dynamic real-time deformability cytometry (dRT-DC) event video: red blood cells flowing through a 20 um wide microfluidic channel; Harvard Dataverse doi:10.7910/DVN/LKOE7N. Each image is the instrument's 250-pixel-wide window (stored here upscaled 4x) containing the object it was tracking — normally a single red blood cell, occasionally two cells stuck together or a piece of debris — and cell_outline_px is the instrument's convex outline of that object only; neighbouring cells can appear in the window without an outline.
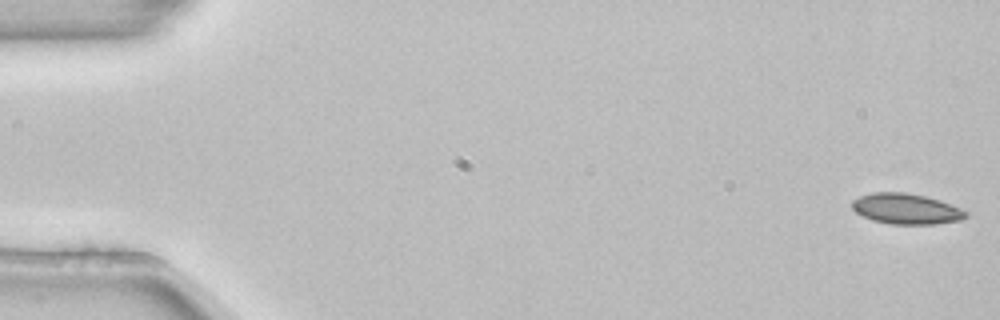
{"species": "common noctule bat (a hibernating species)", "species_latin": "Nyctalus noctula", "temperature_condition": "room temperature", "stored_images_in_passage": 6, "camera_frame_rate_fps": 3000, "um_per_image_px": 0.085, "animal": {"sex": "female", "body_mass_g": 22.7, "forearm_length_mm": 54.2}, "frame": {"image": 1, "passage_image": 1, "time_ms": 0.0, "image_size_px": [1000, 320], "cell_outline_px": [[968, 216], [960, 220], [936, 224], [888, 224], [872, 220], [856, 212], [852, 208], [852, 200], [860, 196], [872, 192], [904, 192], [924, 196], [940, 200], [960, 208], [968, 212]], "centroid_in_image_um": [77.02, 17.75], "position_along_channel_um": 8.0, "area_um2": 20.29}}
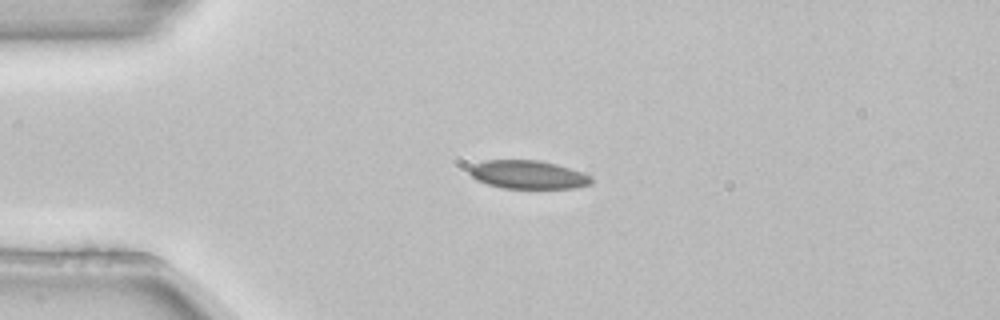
{"frame": {"image": 2, "passage_image": 4, "time_ms": 1.0, "image_size_px": [1000, 320], "cell_outline_px": [[592, 184], [576, 188], [504, 188], [488, 184], [476, 180], [468, 172], [468, 168], [472, 164], [484, 160], [536, 160], [556, 164], [592, 176]], "centroid_in_image_um": [44.85, 14.84], "position_along_channel_um": 40.2, "area_um2": 20.17}}